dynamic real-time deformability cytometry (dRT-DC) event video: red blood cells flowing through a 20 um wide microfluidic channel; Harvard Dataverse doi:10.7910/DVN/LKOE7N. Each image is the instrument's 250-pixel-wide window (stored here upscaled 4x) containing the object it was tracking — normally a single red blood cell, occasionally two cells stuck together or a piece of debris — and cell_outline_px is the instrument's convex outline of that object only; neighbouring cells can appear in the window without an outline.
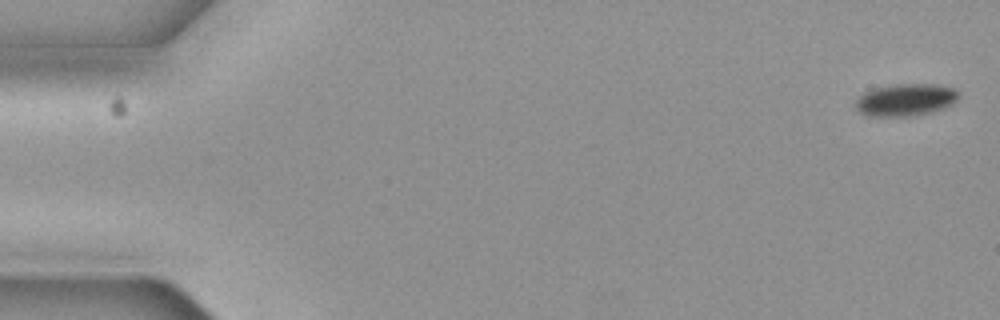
{"species": "common noctule bat (a hibernating species)", "species_latin": "Nyctalus noctula", "temperature_condition": "cold", "stored_images_in_passage": 5, "camera_frame_rate_fps": 3000, "um_per_image_px": 0.085, "animal": {"sex": "female", "body_mass_g": 19.3, "forearm_length_mm": 54.1}, "frame": {"image": 1, "passage_image": 1, "time_ms": 0.0, "image_size_px": [1000, 320], "cell_outline_px": [[960, 96], [952, 104], [940, 108], [908, 116], [868, 116], [860, 112], [852, 104], [864, 92], [872, 88], [892, 84], [936, 84], [956, 88], [960, 92]], "centroid_in_image_um": [76.94, 8.45], "position_along_channel_um": 8.1, "area_um2": 19.36}}
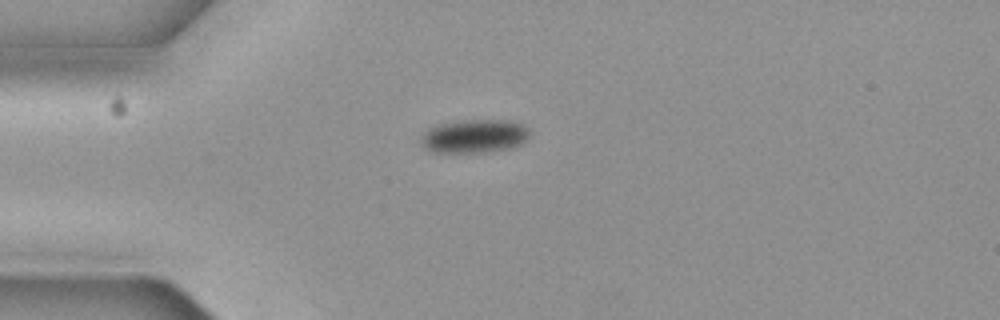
{"frame": {"image": 2, "passage_image": 5, "time_ms": 1.333, "image_size_px": [1000, 320], "cell_outline_px": [[528, 132], [524, 140], [520, 144], [508, 148], [480, 152], [432, 152], [424, 148], [420, 140], [424, 132], [428, 128], [440, 124], [464, 120], [508, 120], [520, 124]], "centroid_in_image_um": [40.23, 11.57], "position_along_channel_um": 44.8, "area_um2": 20.69}}